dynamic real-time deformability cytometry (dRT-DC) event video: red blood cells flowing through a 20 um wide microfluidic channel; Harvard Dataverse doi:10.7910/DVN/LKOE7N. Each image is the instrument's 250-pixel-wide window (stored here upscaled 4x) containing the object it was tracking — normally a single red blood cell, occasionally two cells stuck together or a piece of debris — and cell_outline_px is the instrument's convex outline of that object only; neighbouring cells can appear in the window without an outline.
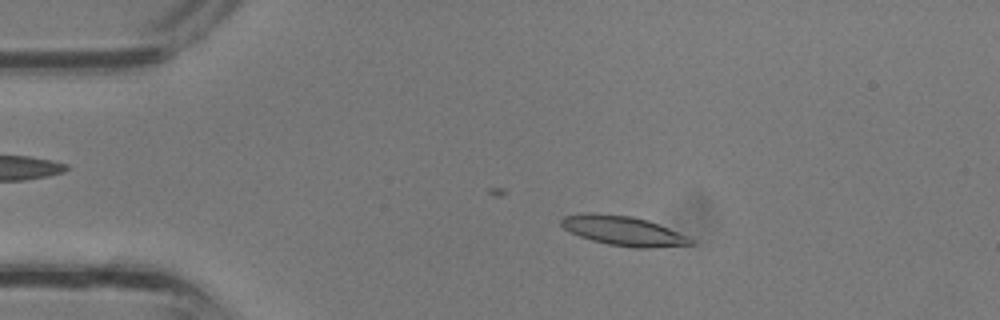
{"species": "common noctule bat (a hibernating species)", "species_latin": "Nyctalus noctula", "temperature_condition": "room temperature", "stored_images_in_passage": 29, "camera_frame_rate_fps": 3000, "um_per_image_px": 0.085, "animal": {"sex": "male", "body_mass_g": 13.3}, "frame": {"image": 1, "passage_image": 6, "time_ms": 1.667, "image_size_px": [1000, 320], "cell_outline_px": [[692, 244], [652, 248], [632, 248], [608, 244], [592, 240], [580, 236], [564, 228], [560, 224], [560, 220], [564, 216], [588, 212], [592, 212], [632, 216], [648, 220], [688, 236], [692, 240]], "centroid_in_image_um": [52.96, 19.61], "position_along_channel_um": 32.0, "area_um2": 22.2}}
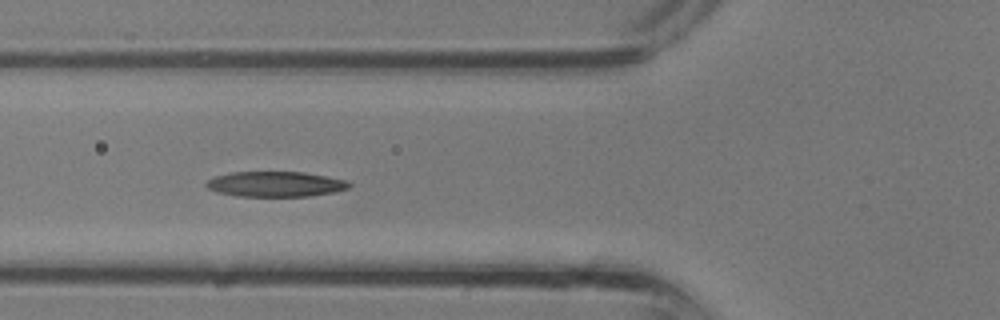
{"frame": {"image": 2, "passage_image": 12, "time_ms": 3.667, "image_size_px": [1000, 320], "cell_outline_px": [[352, 184], [348, 188], [336, 192], [308, 196], [236, 196], [216, 192], [208, 188], [204, 184], [212, 176], [232, 172], [304, 172], [348, 180]], "centroid_in_image_um": [23.41, 15.65], "position_along_channel_um": 102.4, "area_um2": 21.21}}
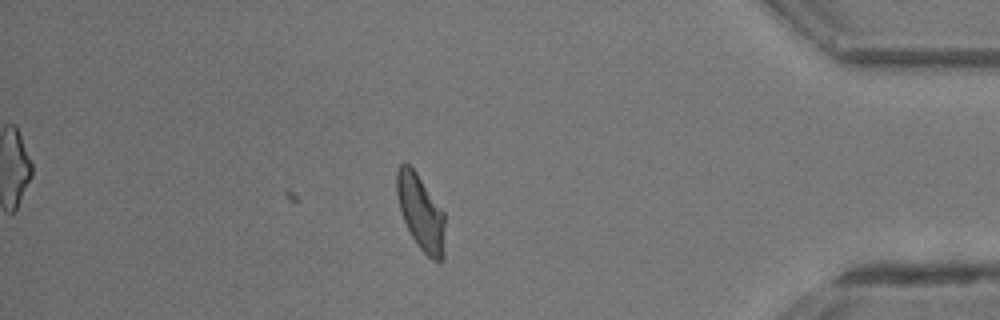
{"frame": {"image": 3, "passage_image": 29, "time_ms": 9.333, "image_size_px": [1000, 320], "cell_outline_px": [[444, 256], [440, 260], [432, 260], [416, 244], [404, 220], [400, 208], [396, 192], [396, 172], [400, 164], [404, 160], [416, 172], [444, 212]], "centroid_in_image_um": [35.75, 18.03], "position_along_channel_um": 399.4, "area_um2": 20.92}}